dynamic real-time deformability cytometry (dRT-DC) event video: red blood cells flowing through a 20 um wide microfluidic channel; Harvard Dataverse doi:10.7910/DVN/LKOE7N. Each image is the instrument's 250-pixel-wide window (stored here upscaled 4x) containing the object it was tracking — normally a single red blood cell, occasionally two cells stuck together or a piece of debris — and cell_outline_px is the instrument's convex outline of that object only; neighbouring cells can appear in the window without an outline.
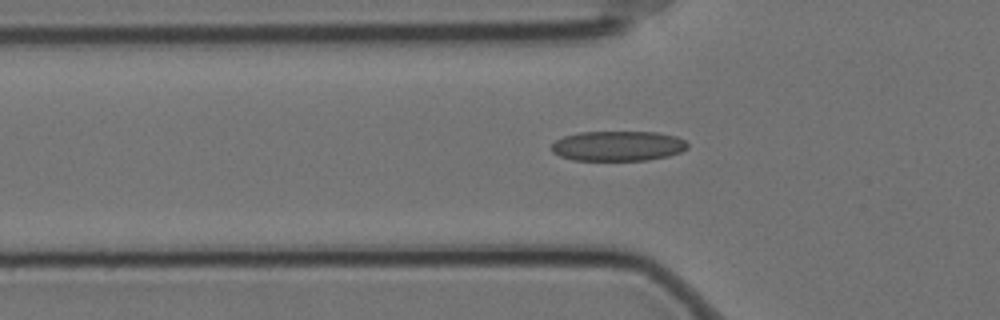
{"species": "Egyptian fruit bat (a non-hibernating species)", "species_latin": "Rousettus aegyptiacus", "temperature_condition": "cold", "stored_images_in_passage": 38, "camera_frame_rate_fps": 3000, "um_per_image_px": 0.085, "animal": {"sex": "female"}, "frame": {"image": 1, "passage_image": 4, "time_ms": 1.0, "image_size_px": [1000, 320], "cell_outline_px": [[688, 148], [680, 152], [668, 156], [648, 160], [572, 160], [560, 156], [552, 152], [552, 144], [556, 140], [564, 136], [580, 132], [656, 132], [676, 136], [684, 140], [688, 144]], "centroid_in_image_um": [52.53, 12.41], "position_along_channel_um": 73.3, "area_um2": 23.81}}
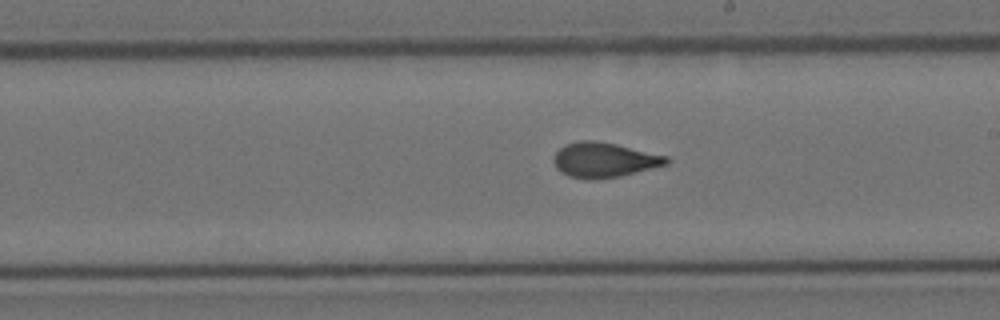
{"frame": {"image": 2, "passage_image": 18, "time_ms": 5.667, "image_size_px": [1000, 320], "cell_outline_px": [[672, 160], [668, 164], [620, 176], [592, 180], [584, 180], [568, 176], [560, 172], [556, 168], [552, 160], [552, 156], [564, 144], [576, 140], [596, 140], [616, 144], [668, 156]], "centroid_in_image_um": [51.31, 13.59], "position_along_channel_um": 237.7, "area_um2": 23.35}}
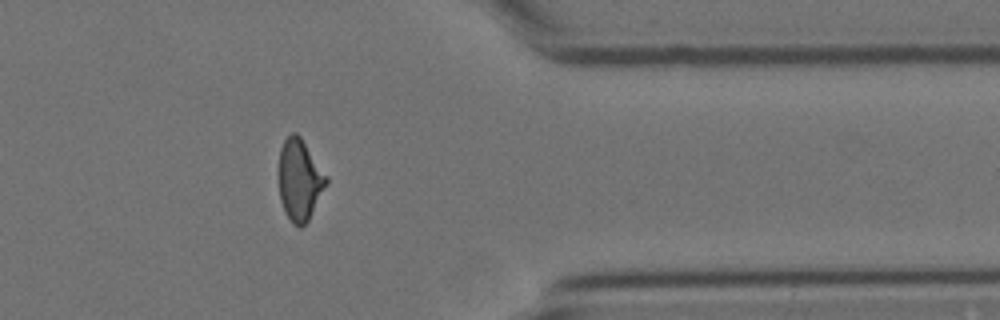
{"frame": {"image": 3, "passage_image": 32, "time_ms": 10.333, "image_size_px": [1000, 320], "cell_outline_px": [[328, 184], [308, 220], [300, 228], [292, 224], [284, 212], [280, 200], [280, 148], [284, 140], [292, 132], [296, 132], [300, 136], [328, 176]], "centroid_in_image_um": [25.49, 15.31], "position_along_channel_um": 385.9, "area_um2": 22.48}}